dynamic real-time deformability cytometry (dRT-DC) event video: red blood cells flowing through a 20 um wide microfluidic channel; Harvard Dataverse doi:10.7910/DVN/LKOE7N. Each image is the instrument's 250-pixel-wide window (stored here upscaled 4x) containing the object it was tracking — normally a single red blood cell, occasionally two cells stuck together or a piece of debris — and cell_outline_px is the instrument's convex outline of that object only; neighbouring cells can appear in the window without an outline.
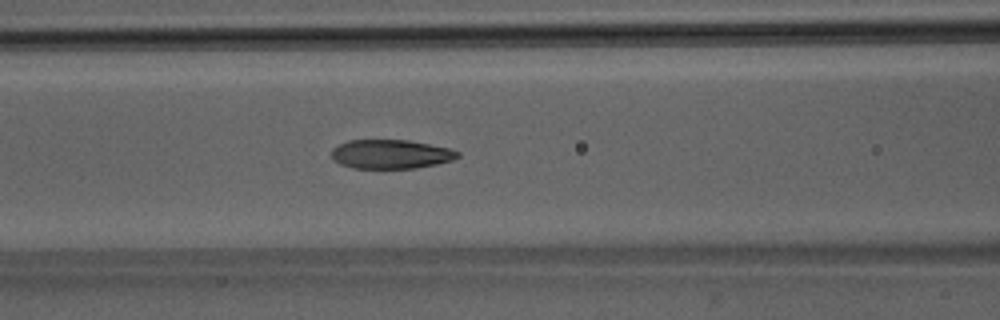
{"species": "Egyptian fruit bat (a non-hibernating species)", "species_latin": "Rousettus aegyptiacus", "temperature_condition": "room temperature", "stored_images_in_passage": 51, "camera_frame_rate_fps": 3000, "um_per_image_px": 0.085, "animal": {"sex": "male"}, "frame": {"image": 1, "passage_image": 22, "time_ms": 7.0, "image_size_px": [1000, 320], "cell_outline_px": [[460, 156], [452, 160], [436, 164], [416, 168], [352, 168], [340, 164], [332, 160], [332, 148], [348, 140], [408, 140], [448, 148], [460, 152]], "centroid_in_image_um": [33.2, 13.1], "position_along_channel_um": 133.4, "area_um2": 21.33}}
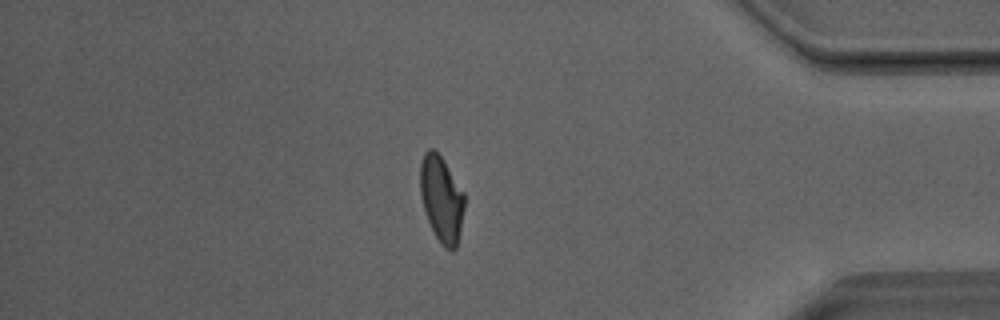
{"frame": {"image": 2, "passage_image": 44, "time_ms": 14.333, "image_size_px": [1000, 320], "cell_outline_px": [[464, 208], [456, 248], [452, 252], [444, 248], [440, 244], [428, 220], [424, 208], [420, 192], [420, 164], [424, 152], [428, 148], [432, 148], [440, 156], [464, 192]], "centroid_in_image_um": [37.52, 16.92], "position_along_channel_um": 397.7, "area_um2": 21.91}}
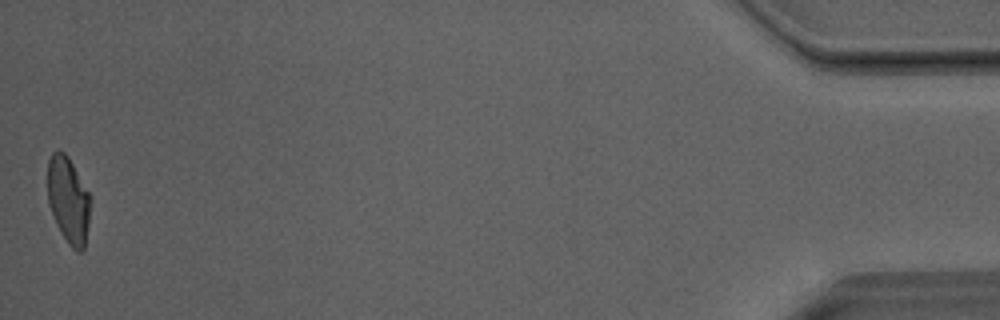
{"frame": {"image": 3, "passage_image": 51, "time_ms": 16.667, "image_size_px": [1000, 320], "cell_outline_px": [[92, 196], [88, 224], [84, 248], [80, 252], [76, 252], [68, 244], [60, 232], [56, 224], [48, 204], [48, 160], [52, 152], [64, 152], [68, 156]], "centroid_in_image_um": [5.83, 17.02], "position_along_channel_um": 429.4, "area_um2": 21.79}, "authors_computed_cell_mechanics": {"area_um2": 22.4264, "velocity_mm_per_s": 4.046, "shape_relaxation_time_tau1_ms": 5.592, "shape_relaxation_time_tau2_ms": 1.4028, "deformation_change_tau1": 0.1976, "deformation_change_tau2": 0.0645}}